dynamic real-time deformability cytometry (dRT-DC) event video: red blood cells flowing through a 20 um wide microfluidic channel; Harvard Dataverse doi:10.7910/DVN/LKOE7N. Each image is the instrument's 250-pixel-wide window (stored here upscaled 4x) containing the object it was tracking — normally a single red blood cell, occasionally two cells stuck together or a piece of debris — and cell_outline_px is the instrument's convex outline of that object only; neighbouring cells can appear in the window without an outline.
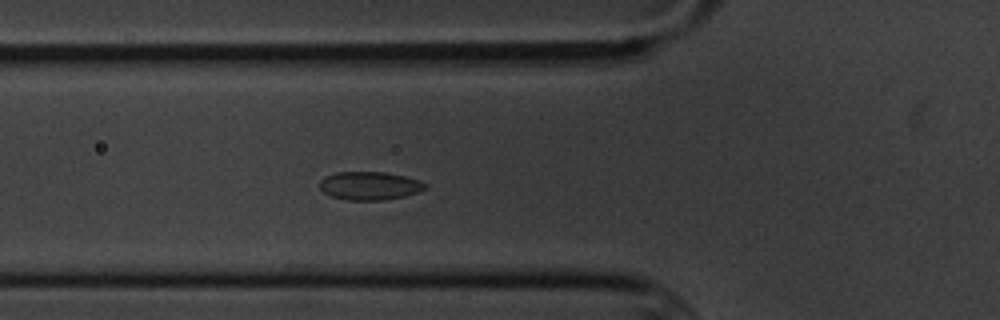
{"species": "common noctule bat (a hibernating species)", "species_latin": "Nyctalus noctula", "temperature_condition": "cold", "stored_images_in_passage": 3, "camera_frame_rate_fps": 3000, "um_per_image_px": 0.085, "animal": {"sex": "male", "body_mass_g": 20.1, "forearm_length_mm": 53.5}, "frame": {"image": 1, "passage_image": 3, "time_ms": 2.333, "image_size_px": [1000, 320], "cell_outline_px": [[428, 188], [404, 196], [384, 200], [348, 200], [332, 196], [324, 192], [320, 188], [320, 180], [324, 176], [336, 172], [384, 172], [404, 176], [420, 180], [428, 184]], "centroid_in_image_um": [31.43, 15.78], "position_along_channel_um": 94.4, "area_um2": 17.4}}